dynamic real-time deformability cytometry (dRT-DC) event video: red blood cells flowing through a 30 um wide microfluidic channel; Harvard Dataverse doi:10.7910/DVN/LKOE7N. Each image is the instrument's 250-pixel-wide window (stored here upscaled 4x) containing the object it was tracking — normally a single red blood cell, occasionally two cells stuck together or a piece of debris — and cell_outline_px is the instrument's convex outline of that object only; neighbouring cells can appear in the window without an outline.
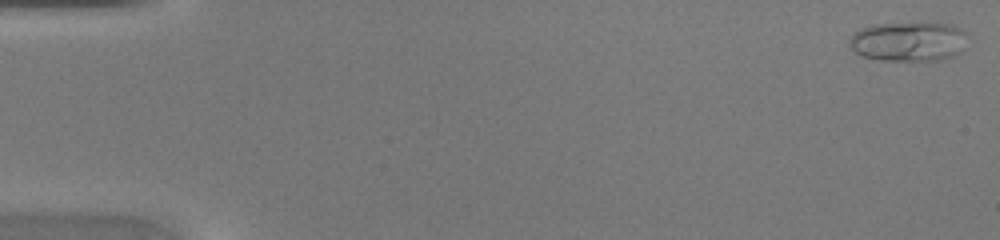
{"species": "common noctule bat (a hibernating species)", "species_latin": "Nyctalus noctula", "temperature_condition": "warm", "stored_images_in_passage": 37, "camera_frame_rate_fps": 3000, "um_per_image_px": 0.085, "animal": {"sex": "female", "body_mass_g": 20.0, "forearm_length_mm": 54.0}, "frame": {"image": 1, "passage_image": 1, "time_ms": 0.0, "image_size_px": [1000, 240], "cell_outline_px": [[968, 32], [960, 52], [952, 56], [940, 60], [880, 60], [864, 56], [856, 52], [848, 44], [848, 40], [860, 28], [872, 24], [952, 24]], "centroid_in_image_um": [77.22, 3.53], "position_along_channel_um": 7.8, "area_um2": 26.88}}
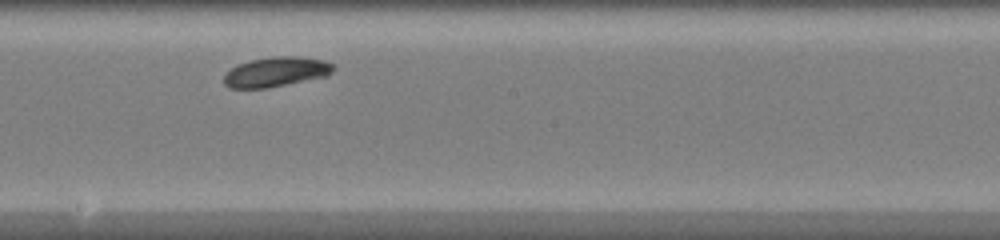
{"frame": {"image": 2, "passage_image": 26, "time_ms": 8.333, "image_size_px": [1000, 240], "cell_outline_px": [[336, 68], [328, 76], [268, 88], [228, 88], [224, 84], [224, 76], [232, 68], [240, 64], [252, 60], [272, 56], [296, 56], [324, 60], [332, 64]], "centroid_in_image_um": [23.5, 6.11], "position_along_channel_um": 224.7, "area_um2": 18.96}}
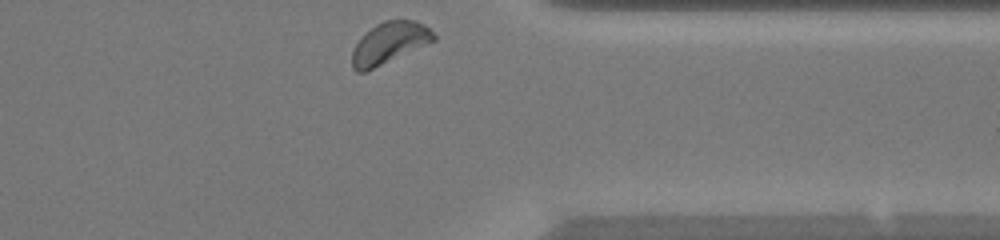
{"frame": {"image": 3, "passage_image": 37, "time_ms": 12.0, "image_size_px": [1000, 240], "cell_outline_px": [[436, 40], [364, 72], [356, 72], [352, 68], [352, 48], [376, 24], [384, 20], [416, 20], [424, 24], [436, 36]], "centroid_in_image_um": [33.1, 3.65], "position_along_channel_um": 378.3, "area_um2": 19.31}}